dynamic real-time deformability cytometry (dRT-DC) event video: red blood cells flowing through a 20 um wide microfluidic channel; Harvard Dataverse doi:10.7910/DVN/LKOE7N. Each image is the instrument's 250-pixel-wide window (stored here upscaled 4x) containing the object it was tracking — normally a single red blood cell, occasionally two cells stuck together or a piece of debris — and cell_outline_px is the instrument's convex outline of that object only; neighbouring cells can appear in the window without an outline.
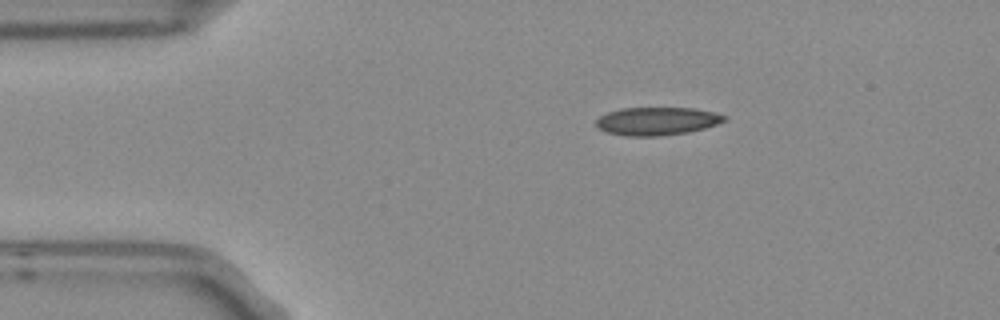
{"species": "Egyptian fruit bat (a non-hibernating species)", "species_latin": "Rousettus aegyptiacus", "temperature_condition": "room temperature", "stored_images_in_passage": 2, "camera_frame_rate_fps": 3000, "um_per_image_px": 0.085, "frame": {"image": 1, "passage_image": 1, "time_ms": 0.0, "image_size_px": [1000, 320], "cell_outline_px": [[728, 120], [704, 128], [688, 132], [660, 136], [624, 136], [604, 132], [596, 128], [596, 120], [600, 116], [608, 112], [620, 108], [692, 108], [712, 112], [728, 116]], "centroid_in_image_um": [55.8, 10.3], "position_along_channel_um": 29.2, "area_um2": 21.1}}